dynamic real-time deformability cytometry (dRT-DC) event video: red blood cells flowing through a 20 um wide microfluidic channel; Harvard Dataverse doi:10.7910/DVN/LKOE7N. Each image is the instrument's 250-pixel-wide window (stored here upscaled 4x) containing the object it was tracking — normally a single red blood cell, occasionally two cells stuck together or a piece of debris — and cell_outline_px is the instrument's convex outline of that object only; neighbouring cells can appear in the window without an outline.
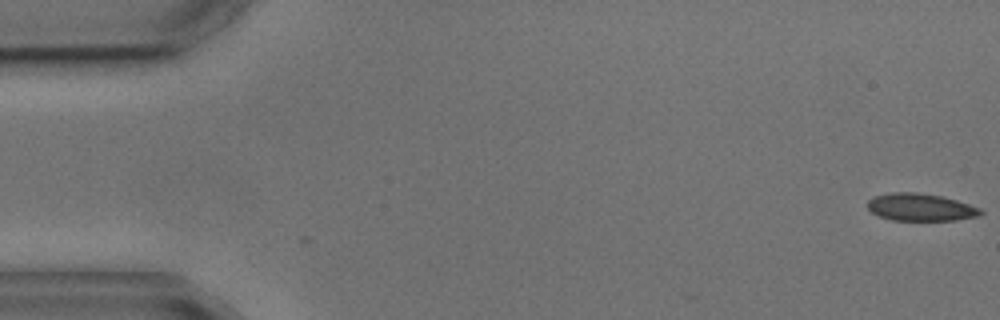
{"species": "common noctule bat (a hibernating species)", "species_latin": "Nyctalus noctula", "temperature_condition": "cold", "stored_images_in_passage": 2, "camera_frame_rate_fps": 3000, "um_per_image_px": 0.085, "animal": {"sex": "male", "body_mass_g": 17.9, "forearm_length_mm": 54.2}, "frame": {"image": 1, "passage_image": 2, "time_ms": 1.0, "image_size_px": [1000, 320], "cell_outline_px": [[984, 212], [980, 216], [956, 220], [892, 220], [880, 216], [872, 212], [868, 208], [868, 200], [876, 196], [892, 192], [916, 192], [944, 196], [980, 208]], "centroid_in_image_um": [78.28, 17.61], "position_along_channel_um": 6.7, "area_um2": 18.03}}